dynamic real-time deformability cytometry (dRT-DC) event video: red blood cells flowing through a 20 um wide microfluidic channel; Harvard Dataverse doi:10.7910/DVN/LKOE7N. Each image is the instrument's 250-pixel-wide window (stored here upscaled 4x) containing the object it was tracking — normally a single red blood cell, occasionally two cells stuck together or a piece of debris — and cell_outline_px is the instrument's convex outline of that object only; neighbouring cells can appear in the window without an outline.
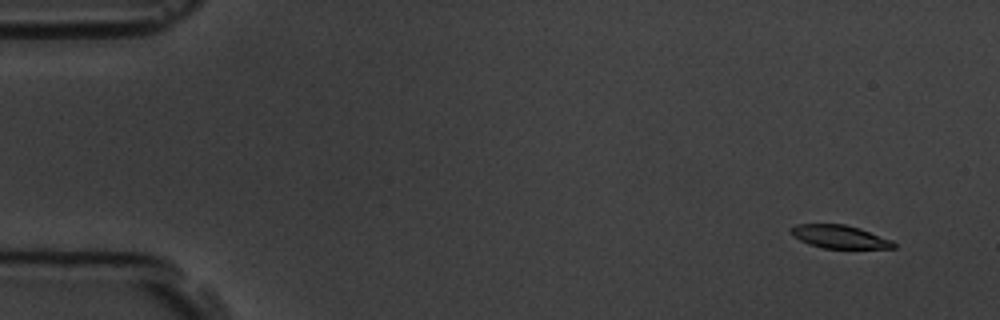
{"species": "common noctule bat (a hibernating species)", "species_latin": "Nyctalus noctula", "temperature_condition": "room temperature", "stored_images_in_passage": 6, "camera_frame_rate_fps": 3000, "um_per_image_px": 0.085, "animal": {"sex": "male", "body_mass_g": 19.5, "forearm_length_mm": 54.6}, "frame": {"image": 1, "passage_image": 2, "time_ms": 1.0, "image_size_px": [1000, 320], "cell_outline_px": [[896, 248], [824, 248], [808, 244], [792, 236], [788, 232], [796, 224], [844, 224], [860, 228], [892, 240], [896, 244]], "centroid_in_image_um": [71.35, 20.12], "position_along_channel_um": 13.7, "area_um2": 13.87}}
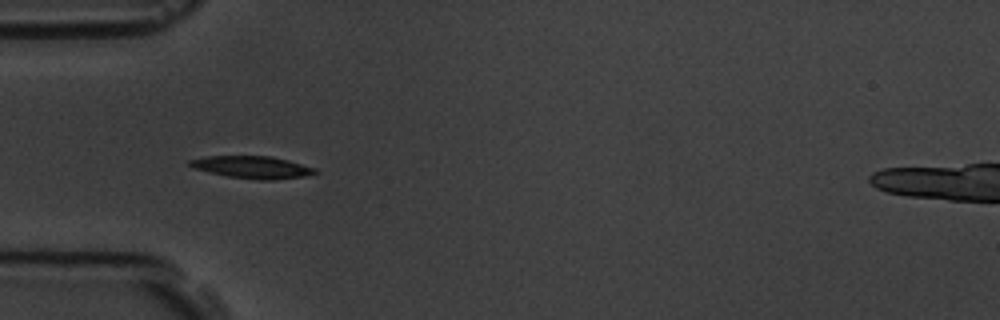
{"frame": {"image": 2, "passage_image": 5, "time_ms": 5.667, "image_size_px": [1000, 320], "cell_outline_px": [[320, 172], [304, 176], [272, 180], [260, 180], [228, 176], [192, 168], [188, 164], [188, 160], [204, 156], [272, 156], [288, 160], [316, 168]], "centroid_in_image_um": [21.44, 14.2], "position_along_channel_um": 63.6, "area_um2": 16.3}}
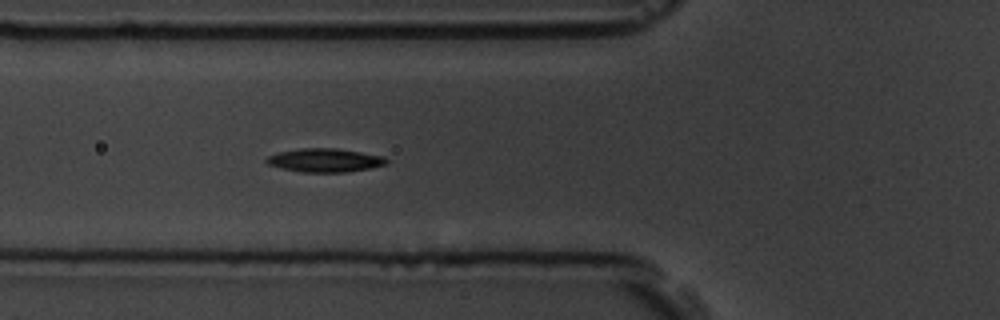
{"frame": {"image": 3, "passage_image": 6, "time_ms": 6.667, "image_size_px": [1000, 320], "cell_outline_px": [[388, 164], [368, 168], [344, 172], [304, 172], [284, 168], [268, 164], [264, 160], [268, 156], [280, 152], [300, 148], [336, 148], [384, 156], [388, 160]], "centroid_in_image_um": [27.63, 13.61], "position_along_channel_um": 98.2, "area_um2": 16.24}}